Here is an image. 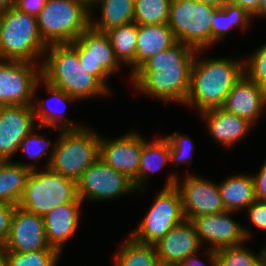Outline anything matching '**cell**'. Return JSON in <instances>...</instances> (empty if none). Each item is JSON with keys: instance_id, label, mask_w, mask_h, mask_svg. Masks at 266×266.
I'll use <instances>...</instances> for the list:
<instances>
[{"instance_id": "9c48e42d", "label": "cell", "mask_w": 266, "mask_h": 266, "mask_svg": "<svg viewBox=\"0 0 266 266\" xmlns=\"http://www.w3.org/2000/svg\"><path fill=\"white\" fill-rule=\"evenodd\" d=\"M217 8L196 0H171L168 26L176 41L200 52L211 46V16Z\"/></svg>"}, {"instance_id": "4dcf8cb0", "label": "cell", "mask_w": 266, "mask_h": 266, "mask_svg": "<svg viewBox=\"0 0 266 266\" xmlns=\"http://www.w3.org/2000/svg\"><path fill=\"white\" fill-rule=\"evenodd\" d=\"M171 0H135L137 25L168 24Z\"/></svg>"}, {"instance_id": "60d3db41", "label": "cell", "mask_w": 266, "mask_h": 266, "mask_svg": "<svg viewBox=\"0 0 266 266\" xmlns=\"http://www.w3.org/2000/svg\"><path fill=\"white\" fill-rule=\"evenodd\" d=\"M227 2L240 6L250 16H253L258 10L260 0H227Z\"/></svg>"}, {"instance_id": "cb8c5ba5", "label": "cell", "mask_w": 266, "mask_h": 266, "mask_svg": "<svg viewBox=\"0 0 266 266\" xmlns=\"http://www.w3.org/2000/svg\"><path fill=\"white\" fill-rule=\"evenodd\" d=\"M226 211L237 212L248 208L255 200V183L252 175L235 174L218 185Z\"/></svg>"}, {"instance_id": "ab89813d", "label": "cell", "mask_w": 266, "mask_h": 266, "mask_svg": "<svg viewBox=\"0 0 266 266\" xmlns=\"http://www.w3.org/2000/svg\"><path fill=\"white\" fill-rule=\"evenodd\" d=\"M47 0H18L16 7L29 15L37 16Z\"/></svg>"}, {"instance_id": "30bf717a", "label": "cell", "mask_w": 266, "mask_h": 266, "mask_svg": "<svg viewBox=\"0 0 266 266\" xmlns=\"http://www.w3.org/2000/svg\"><path fill=\"white\" fill-rule=\"evenodd\" d=\"M36 66L32 62L0 59V106L33 104L42 82L41 65Z\"/></svg>"}, {"instance_id": "bcb514c9", "label": "cell", "mask_w": 266, "mask_h": 266, "mask_svg": "<svg viewBox=\"0 0 266 266\" xmlns=\"http://www.w3.org/2000/svg\"><path fill=\"white\" fill-rule=\"evenodd\" d=\"M7 253L4 247H0V266H6Z\"/></svg>"}, {"instance_id": "8d00e7d4", "label": "cell", "mask_w": 266, "mask_h": 266, "mask_svg": "<svg viewBox=\"0 0 266 266\" xmlns=\"http://www.w3.org/2000/svg\"><path fill=\"white\" fill-rule=\"evenodd\" d=\"M15 207L9 203H0V247H4L8 239Z\"/></svg>"}, {"instance_id": "3957f363", "label": "cell", "mask_w": 266, "mask_h": 266, "mask_svg": "<svg viewBox=\"0 0 266 266\" xmlns=\"http://www.w3.org/2000/svg\"><path fill=\"white\" fill-rule=\"evenodd\" d=\"M45 52L48 54L41 64V77L49 84L77 100L109 93V89L80 64L77 52L68 43L50 44Z\"/></svg>"}, {"instance_id": "d4e9b609", "label": "cell", "mask_w": 266, "mask_h": 266, "mask_svg": "<svg viewBox=\"0 0 266 266\" xmlns=\"http://www.w3.org/2000/svg\"><path fill=\"white\" fill-rule=\"evenodd\" d=\"M101 7L98 21L90 18V27L100 32L134 22L135 0H91L90 9Z\"/></svg>"}, {"instance_id": "277c9868", "label": "cell", "mask_w": 266, "mask_h": 266, "mask_svg": "<svg viewBox=\"0 0 266 266\" xmlns=\"http://www.w3.org/2000/svg\"><path fill=\"white\" fill-rule=\"evenodd\" d=\"M59 132L46 168L77 181L99 159L100 136L85 126Z\"/></svg>"}, {"instance_id": "7dc6e473", "label": "cell", "mask_w": 266, "mask_h": 266, "mask_svg": "<svg viewBox=\"0 0 266 266\" xmlns=\"http://www.w3.org/2000/svg\"><path fill=\"white\" fill-rule=\"evenodd\" d=\"M260 257L263 259L264 266H266V247L260 251Z\"/></svg>"}, {"instance_id": "1f68e13d", "label": "cell", "mask_w": 266, "mask_h": 266, "mask_svg": "<svg viewBox=\"0 0 266 266\" xmlns=\"http://www.w3.org/2000/svg\"><path fill=\"white\" fill-rule=\"evenodd\" d=\"M208 251L210 266H251L260 257V253L254 254L243 244Z\"/></svg>"}, {"instance_id": "8992f818", "label": "cell", "mask_w": 266, "mask_h": 266, "mask_svg": "<svg viewBox=\"0 0 266 266\" xmlns=\"http://www.w3.org/2000/svg\"><path fill=\"white\" fill-rule=\"evenodd\" d=\"M47 48L39 33L36 16L22 12L16 6L3 11L1 60L35 63L36 59L45 56Z\"/></svg>"}, {"instance_id": "681fc988", "label": "cell", "mask_w": 266, "mask_h": 266, "mask_svg": "<svg viewBox=\"0 0 266 266\" xmlns=\"http://www.w3.org/2000/svg\"><path fill=\"white\" fill-rule=\"evenodd\" d=\"M2 25H3V11H0V40H1V33H2Z\"/></svg>"}, {"instance_id": "836d02e7", "label": "cell", "mask_w": 266, "mask_h": 266, "mask_svg": "<svg viewBox=\"0 0 266 266\" xmlns=\"http://www.w3.org/2000/svg\"><path fill=\"white\" fill-rule=\"evenodd\" d=\"M169 142L170 147V161L179 166L181 163H191L192 151L194 150L193 142L187 135L174 132L172 135L165 136Z\"/></svg>"}, {"instance_id": "f546056e", "label": "cell", "mask_w": 266, "mask_h": 266, "mask_svg": "<svg viewBox=\"0 0 266 266\" xmlns=\"http://www.w3.org/2000/svg\"><path fill=\"white\" fill-rule=\"evenodd\" d=\"M114 260L116 266H162L154 245L137 242L131 236L125 240Z\"/></svg>"}, {"instance_id": "f35d334b", "label": "cell", "mask_w": 266, "mask_h": 266, "mask_svg": "<svg viewBox=\"0 0 266 266\" xmlns=\"http://www.w3.org/2000/svg\"><path fill=\"white\" fill-rule=\"evenodd\" d=\"M252 176L255 183L256 200L266 203V161L259 172Z\"/></svg>"}, {"instance_id": "4fadbf2b", "label": "cell", "mask_w": 266, "mask_h": 266, "mask_svg": "<svg viewBox=\"0 0 266 266\" xmlns=\"http://www.w3.org/2000/svg\"><path fill=\"white\" fill-rule=\"evenodd\" d=\"M4 249L6 253L57 250L47 241L44 218L19 206L14 209Z\"/></svg>"}, {"instance_id": "d6986e66", "label": "cell", "mask_w": 266, "mask_h": 266, "mask_svg": "<svg viewBox=\"0 0 266 266\" xmlns=\"http://www.w3.org/2000/svg\"><path fill=\"white\" fill-rule=\"evenodd\" d=\"M266 106V91L245 74L228 93L222 109L255 125Z\"/></svg>"}, {"instance_id": "ba28073f", "label": "cell", "mask_w": 266, "mask_h": 266, "mask_svg": "<svg viewBox=\"0 0 266 266\" xmlns=\"http://www.w3.org/2000/svg\"><path fill=\"white\" fill-rule=\"evenodd\" d=\"M171 175V176H170ZM150 210L130 236L137 242L154 245L185 220L175 174H170Z\"/></svg>"}, {"instance_id": "44dd1931", "label": "cell", "mask_w": 266, "mask_h": 266, "mask_svg": "<svg viewBox=\"0 0 266 266\" xmlns=\"http://www.w3.org/2000/svg\"><path fill=\"white\" fill-rule=\"evenodd\" d=\"M201 115L207 122L209 134L216 142L227 147L245 137L254 126L246 119L227 113L222 108L206 110Z\"/></svg>"}, {"instance_id": "e0dca14e", "label": "cell", "mask_w": 266, "mask_h": 266, "mask_svg": "<svg viewBox=\"0 0 266 266\" xmlns=\"http://www.w3.org/2000/svg\"><path fill=\"white\" fill-rule=\"evenodd\" d=\"M143 137L133 131L119 139L100 137L99 158L108 166L127 175L131 180L138 176Z\"/></svg>"}, {"instance_id": "9a60e30c", "label": "cell", "mask_w": 266, "mask_h": 266, "mask_svg": "<svg viewBox=\"0 0 266 266\" xmlns=\"http://www.w3.org/2000/svg\"><path fill=\"white\" fill-rule=\"evenodd\" d=\"M232 211H223L215 214H205L193 218L198 238L210 242L211 250L241 245L251 237L250 231L230 217Z\"/></svg>"}, {"instance_id": "ee69618b", "label": "cell", "mask_w": 266, "mask_h": 266, "mask_svg": "<svg viewBox=\"0 0 266 266\" xmlns=\"http://www.w3.org/2000/svg\"><path fill=\"white\" fill-rule=\"evenodd\" d=\"M201 3H206L207 5L213 6L215 8H221L227 0H196Z\"/></svg>"}, {"instance_id": "d590c367", "label": "cell", "mask_w": 266, "mask_h": 266, "mask_svg": "<svg viewBox=\"0 0 266 266\" xmlns=\"http://www.w3.org/2000/svg\"><path fill=\"white\" fill-rule=\"evenodd\" d=\"M31 131L21 142L18 151L22 150L27 157L37 159L39 161L47 152L48 148L53 147L51 140L44 138L42 135L33 134Z\"/></svg>"}, {"instance_id": "74e56055", "label": "cell", "mask_w": 266, "mask_h": 266, "mask_svg": "<svg viewBox=\"0 0 266 266\" xmlns=\"http://www.w3.org/2000/svg\"><path fill=\"white\" fill-rule=\"evenodd\" d=\"M247 209L251 223L259 229L266 230V203L255 200Z\"/></svg>"}, {"instance_id": "6da1fadb", "label": "cell", "mask_w": 266, "mask_h": 266, "mask_svg": "<svg viewBox=\"0 0 266 266\" xmlns=\"http://www.w3.org/2000/svg\"><path fill=\"white\" fill-rule=\"evenodd\" d=\"M195 49L182 42L160 51L145 61L132 75L136 90L166 102L184 104L190 87Z\"/></svg>"}, {"instance_id": "603a6c76", "label": "cell", "mask_w": 266, "mask_h": 266, "mask_svg": "<svg viewBox=\"0 0 266 266\" xmlns=\"http://www.w3.org/2000/svg\"><path fill=\"white\" fill-rule=\"evenodd\" d=\"M176 42L168 24L138 25L136 70L149 58L170 48Z\"/></svg>"}, {"instance_id": "52a82bcc", "label": "cell", "mask_w": 266, "mask_h": 266, "mask_svg": "<svg viewBox=\"0 0 266 266\" xmlns=\"http://www.w3.org/2000/svg\"><path fill=\"white\" fill-rule=\"evenodd\" d=\"M71 202H82L77 193V181L43 168L40 172L31 170L18 206L44 217L57 206Z\"/></svg>"}, {"instance_id": "7402d4cb", "label": "cell", "mask_w": 266, "mask_h": 266, "mask_svg": "<svg viewBox=\"0 0 266 266\" xmlns=\"http://www.w3.org/2000/svg\"><path fill=\"white\" fill-rule=\"evenodd\" d=\"M36 164L0 161V203L18 206L31 170Z\"/></svg>"}, {"instance_id": "4316f807", "label": "cell", "mask_w": 266, "mask_h": 266, "mask_svg": "<svg viewBox=\"0 0 266 266\" xmlns=\"http://www.w3.org/2000/svg\"><path fill=\"white\" fill-rule=\"evenodd\" d=\"M42 81H43V84L46 85L48 92L52 95L51 99L49 98V100H52V98H53L54 100L56 99L57 102L59 101L62 104L66 103V102L71 103L72 101L73 102L79 101L76 98H74V97L70 96L69 94H67L66 92H64L62 89H59V88L49 84L43 78H42ZM49 100H47V101H49ZM33 103L34 104H32V106H33L35 121L37 119V121L39 122L36 126V128H38V129L41 127H44L45 125H46V127H52L55 130L59 129V131L60 130H75V129L82 128L84 126V125L80 126L74 122L69 121L66 118H63V116H64L63 113L60 114V113L54 112L51 109V107H46V105L44 106L45 102L40 101L36 105H35L36 101ZM63 119H64V121H63ZM61 124H62V126H61Z\"/></svg>"}, {"instance_id": "2e32d148", "label": "cell", "mask_w": 266, "mask_h": 266, "mask_svg": "<svg viewBox=\"0 0 266 266\" xmlns=\"http://www.w3.org/2000/svg\"><path fill=\"white\" fill-rule=\"evenodd\" d=\"M32 105L0 106V161H9L18 152L20 142L33 130Z\"/></svg>"}, {"instance_id": "7a4b0ae2", "label": "cell", "mask_w": 266, "mask_h": 266, "mask_svg": "<svg viewBox=\"0 0 266 266\" xmlns=\"http://www.w3.org/2000/svg\"><path fill=\"white\" fill-rule=\"evenodd\" d=\"M195 55L190 74V87L185 105L201 112L222 108L234 84L244 74V59H199ZM198 59V60H197Z\"/></svg>"}, {"instance_id": "f1b7e54d", "label": "cell", "mask_w": 266, "mask_h": 266, "mask_svg": "<svg viewBox=\"0 0 266 266\" xmlns=\"http://www.w3.org/2000/svg\"><path fill=\"white\" fill-rule=\"evenodd\" d=\"M253 19L240 6L226 2L221 8H217L211 16V44L220 41L230 30L241 27L243 30Z\"/></svg>"}, {"instance_id": "e575fe53", "label": "cell", "mask_w": 266, "mask_h": 266, "mask_svg": "<svg viewBox=\"0 0 266 266\" xmlns=\"http://www.w3.org/2000/svg\"><path fill=\"white\" fill-rule=\"evenodd\" d=\"M244 59V74L266 91V44Z\"/></svg>"}, {"instance_id": "5b68a950", "label": "cell", "mask_w": 266, "mask_h": 266, "mask_svg": "<svg viewBox=\"0 0 266 266\" xmlns=\"http://www.w3.org/2000/svg\"><path fill=\"white\" fill-rule=\"evenodd\" d=\"M92 10L87 0H47L36 16L47 45L71 43L90 27Z\"/></svg>"}, {"instance_id": "c3c4849f", "label": "cell", "mask_w": 266, "mask_h": 266, "mask_svg": "<svg viewBox=\"0 0 266 266\" xmlns=\"http://www.w3.org/2000/svg\"><path fill=\"white\" fill-rule=\"evenodd\" d=\"M251 266H264L263 259L259 257Z\"/></svg>"}, {"instance_id": "b9f144b4", "label": "cell", "mask_w": 266, "mask_h": 266, "mask_svg": "<svg viewBox=\"0 0 266 266\" xmlns=\"http://www.w3.org/2000/svg\"><path fill=\"white\" fill-rule=\"evenodd\" d=\"M195 254L189 255L185 260H183L178 266H205V264L195 257Z\"/></svg>"}, {"instance_id": "5bb4252c", "label": "cell", "mask_w": 266, "mask_h": 266, "mask_svg": "<svg viewBox=\"0 0 266 266\" xmlns=\"http://www.w3.org/2000/svg\"><path fill=\"white\" fill-rule=\"evenodd\" d=\"M175 187L180 192L186 220L226 211L218 185L210 180L191 174L185 177L182 184L177 178Z\"/></svg>"}, {"instance_id": "7c38bea8", "label": "cell", "mask_w": 266, "mask_h": 266, "mask_svg": "<svg viewBox=\"0 0 266 266\" xmlns=\"http://www.w3.org/2000/svg\"><path fill=\"white\" fill-rule=\"evenodd\" d=\"M135 190L133 180L100 158L77 180V193L82 202L85 198L92 201L113 200Z\"/></svg>"}, {"instance_id": "484cf974", "label": "cell", "mask_w": 266, "mask_h": 266, "mask_svg": "<svg viewBox=\"0 0 266 266\" xmlns=\"http://www.w3.org/2000/svg\"><path fill=\"white\" fill-rule=\"evenodd\" d=\"M146 140V141H145ZM170 161V147L166 138L151 140L150 143L143 137V147L138 176L133 180L136 190H144L143 184L147 181L148 173L158 171Z\"/></svg>"}, {"instance_id": "83f0119b", "label": "cell", "mask_w": 266, "mask_h": 266, "mask_svg": "<svg viewBox=\"0 0 266 266\" xmlns=\"http://www.w3.org/2000/svg\"><path fill=\"white\" fill-rule=\"evenodd\" d=\"M110 39L115 57L122 64L132 67L131 75L136 71V46L138 25L135 22L121 25L106 32Z\"/></svg>"}, {"instance_id": "7bdbcfd3", "label": "cell", "mask_w": 266, "mask_h": 266, "mask_svg": "<svg viewBox=\"0 0 266 266\" xmlns=\"http://www.w3.org/2000/svg\"><path fill=\"white\" fill-rule=\"evenodd\" d=\"M18 0H0V11L9 10L17 5Z\"/></svg>"}, {"instance_id": "8fae6325", "label": "cell", "mask_w": 266, "mask_h": 266, "mask_svg": "<svg viewBox=\"0 0 266 266\" xmlns=\"http://www.w3.org/2000/svg\"><path fill=\"white\" fill-rule=\"evenodd\" d=\"M68 44L77 52L80 64L107 88L105 81L119 70L120 62L115 57L106 32L89 27Z\"/></svg>"}, {"instance_id": "ffe728a7", "label": "cell", "mask_w": 266, "mask_h": 266, "mask_svg": "<svg viewBox=\"0 0 266 266\" xmlns=\"http://www.w3.org/2000/svg\"><path fill=\"white\" fill-rule=\"evenodd\" d=\"M81 204L82 202H71L59 205L43 217L47 241L60 253L64 243L78 228Z\"/></svg>"}, {"instance_id": "ac0fdd59", "label": "cell", "mask_w": 266, "mask_h": 266, "mask_svg": "<svg viewBox=\"0 0 266 266\" xmlns=\"http://www.w3.org/2000/svg\"><path fill=\"white\" fill-rule=\"evenodd\" d=\"M154 247L162 266H178L189 255L200 250L201 242L193 222L185 219L154 244Z\"/></svg>"}, {"instance_id": "f6af8a7d", "label": "cell", "mask_w": 266, "mask_h": 266, "mask_svg": "<svg viewBox=\"0 0 266 266\" xmlns=\"http://www.w3.org/2000/svg\"><path fill=\"white\" fill-rule=\"evenodd\" d=\"M261 15L266 17V0H260L258 10L252 17Z\"/></svg>"}, {"instance_id": "d6a6232c", "label": "cell", "mask_w": 266, "mask_h": 266, "mask_svg": "<svg viewBox=\"0 0 266 266\" xmlns=\"http://www.w3.org/2000/svg\"><path fill=\"white\" fill-rule=\"evenodd\" d=\"M60 255L58 250L7 253L6 266H55Z\"/></svg>"}]
</instances>
